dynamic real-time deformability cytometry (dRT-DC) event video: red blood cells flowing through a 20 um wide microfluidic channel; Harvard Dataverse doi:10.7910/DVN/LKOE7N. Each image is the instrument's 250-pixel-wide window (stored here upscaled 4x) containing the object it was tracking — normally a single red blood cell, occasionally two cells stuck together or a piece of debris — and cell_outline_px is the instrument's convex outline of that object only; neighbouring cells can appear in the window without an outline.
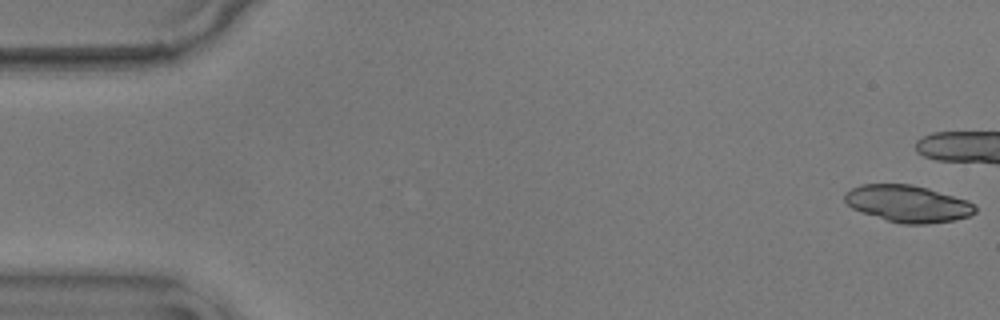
{"species": "common noctule bat (a hibernating species)", "species_latin": "Nyctalus noctula", "temperature_condition": "warm", "stored_images_in_passage": 8, "camera_frame_rate_fps": 3000, "um_per_image_px": 0.085, "animal": {"sex": "male", "body_mass_g": 17.9}, "frame": {"image": 1, "passage_image": 1, "time_ms": 0.0, "image_size_px": [1000, 320], "cell_outline_px": [[976, 212], [968, 216], [956, 220], [928, 224], [900, 224], [860, 212], [852, 208], [844, 200], [844, 192], [860, 184], [912, 184], [928, 188], [968, 200], [976, 204]], "centroid_in_image_um": [77.17, 17.31], "position_along_channel_um": 7.8, "area_um2": 28.32}}